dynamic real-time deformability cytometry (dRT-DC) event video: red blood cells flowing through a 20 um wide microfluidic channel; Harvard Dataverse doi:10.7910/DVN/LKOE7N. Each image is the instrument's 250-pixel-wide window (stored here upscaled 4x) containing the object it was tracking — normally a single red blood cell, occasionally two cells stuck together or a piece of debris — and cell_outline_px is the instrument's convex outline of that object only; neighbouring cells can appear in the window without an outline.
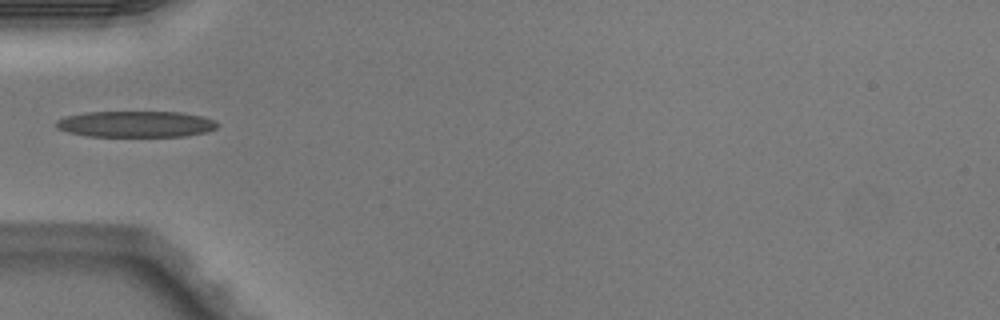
{"species": "Egyptian fruit bat (a non-hibernating species)", "species_latin": "Rousettus aegyptiacus", "temperature_condition": "warm", "stored_images_in_passage": 4, "camera_frame_rate_fps": 3000, "um_per_image_px": 0.085, "animal": {"sex": "male"}, "frame": {"image": 1, "passage_image": 4, "time_ms": 1.0, "image_size_px": [1000, 320], "cell_outline_px": [[216, 128], [208, 132], [184, 136], [88, 136], [68, 132], [56, 128], [56, 120], [64, 116], [88, 112], [180, 112], [204, 116], [216, 120]], "centroid_in_image_um": [11.55, 10.54], "position_along_channel_um": 73.5, "area_um2": 24.68}}